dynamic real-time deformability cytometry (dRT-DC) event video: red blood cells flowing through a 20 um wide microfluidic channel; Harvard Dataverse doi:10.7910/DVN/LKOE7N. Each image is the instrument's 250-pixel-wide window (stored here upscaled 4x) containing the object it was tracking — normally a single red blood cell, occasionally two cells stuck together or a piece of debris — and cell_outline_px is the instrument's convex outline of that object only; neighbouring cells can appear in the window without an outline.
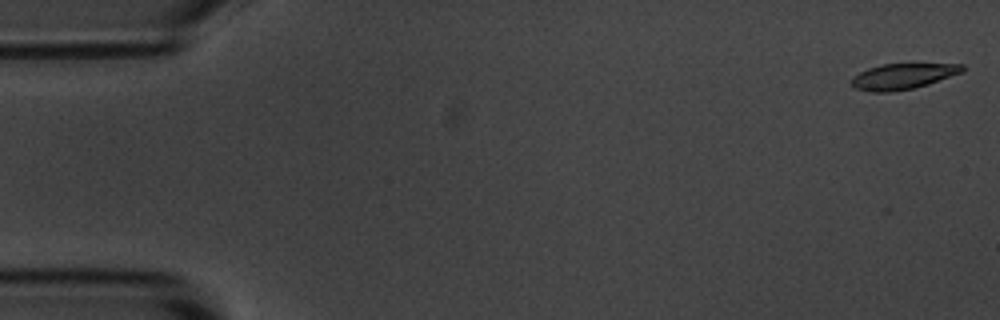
{"species": "common noctule bat (a hibernating species)", "species_latin": "Nyctalus noctula", "temperature_condition": "room temperature", "stored_images_in_passage": 6, "camera_frame_rate_fps": 3000, "um_per_image_px": 0.085, "animal": {"sex": "male", "body_mass_g": 20.1, "forearm_length_mm": 53.5}, "frame": {"image": 1, "passage_image": 1, "time_ms": 0.0, "image_size_px": [1000, 320], "cell_outline_px": [[964, 72], [928, 84], [912, 88], [892, 92], [868, 92], [856, 88], [852, 84], [852, 80], [860, 72], [868, 68], [880, 64], [964, 64]], "centroid_in_image_um": [76.77, 6.49], "position_along_channel_um": 8.2, "area_um2": 16.47}}
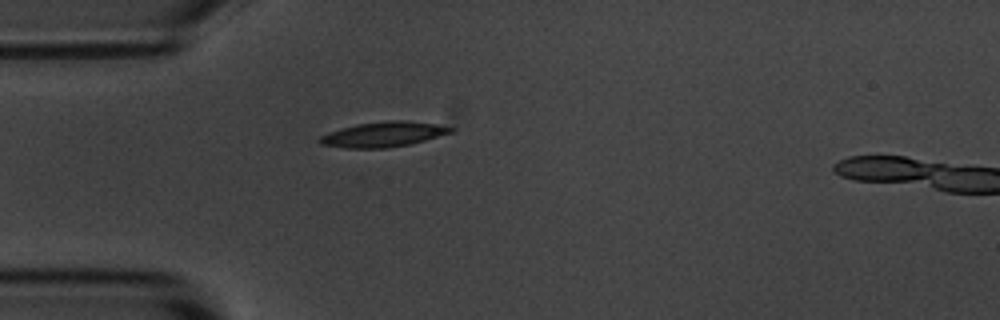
{"frame": {"image": 2, "passage_image": 5, "time_ms": 4.667, "image_size_px": [1000, 320], "cell_outline_px": [[452, 132], [424, 140], [408, 144], [384, 148], [348, 148], [320, 144], [316, 140], [320, 136], [328, 132], [356, 124], [388, 120], [408, 120], [436, 124], [452, 128]], "centroid_in_image_um": [32.52, 11.41], "position_along_channel_um": 52.5, "area_um2": 18.96}}